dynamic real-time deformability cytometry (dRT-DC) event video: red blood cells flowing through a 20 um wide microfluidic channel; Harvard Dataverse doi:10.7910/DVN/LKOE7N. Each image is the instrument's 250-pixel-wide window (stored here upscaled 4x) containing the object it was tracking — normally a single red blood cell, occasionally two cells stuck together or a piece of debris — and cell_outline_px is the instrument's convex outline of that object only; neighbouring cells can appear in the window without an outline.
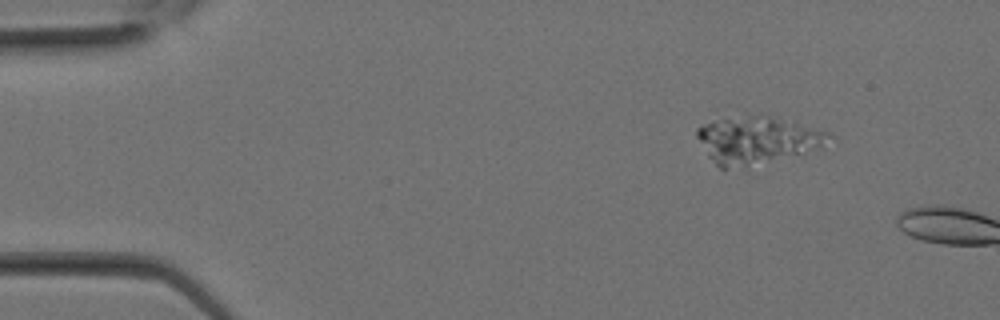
{"species": "Egyptian fruit bat (a non-hibernating species)", "species_latin": "Rousettus aegyptiacus", "temperature_condition": "room temperature", "stored_images_in_passage": 6, "camera_frame_rate_fps": 3000, "um_per_image_px": 0.085, "animal": {"sex": "female"}, "frame": {"image": 1, "passage_image": 4, "time_ms": 1.0, "image_size_px": [1000, 320], "cell_outline_px": [[836, 136], [824, 148], [744, 168], [724, 172], [708, 156], [696, 136], [696, 128], [704, 124], [716, 120], [748, 116], [768, 116], [828, 132]], "centroid_in_image_um": [64.37, 11.97], "position_along_channel_um": 20.6, "area_um2": 36.41}}